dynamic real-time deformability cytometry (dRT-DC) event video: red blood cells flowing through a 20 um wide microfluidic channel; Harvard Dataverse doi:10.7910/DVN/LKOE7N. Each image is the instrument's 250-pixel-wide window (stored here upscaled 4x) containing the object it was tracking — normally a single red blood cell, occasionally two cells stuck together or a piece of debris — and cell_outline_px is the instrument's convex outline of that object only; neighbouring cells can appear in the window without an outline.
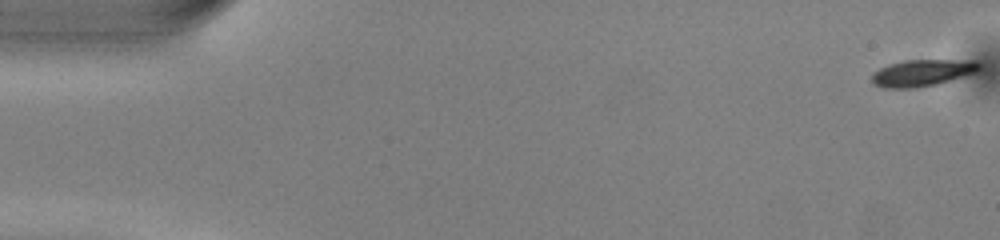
{"species": "common noctule bat (a hibernating species)", "species_latin": "Nyctalus noctula", "temperature_condition": "warm", "stored_images_in_passage": 51, "camera_frame_rate_fps": 3000, "um_per_image_px": 0.085, "animal": {"sex": "male", "body_mass_g": 13.0, "forearm_length_mm": 53.1}, "frame": {"image": 1, "passage_image": 1, "time_ms": 0.0, "image_size_px": [1000, 240], "cell_outline_px": [[980, 68], [976, 72], [964, 76], [936, 84], [916, 88], [884, 88], [872, 84], [872, 72], [888, 64], [904, 60], [976, 60], [980, 64]], "centroid_in_image_um": [78.37, 6.19], "position_along_channel_um": 6.6, "area_um2": 16.82}}
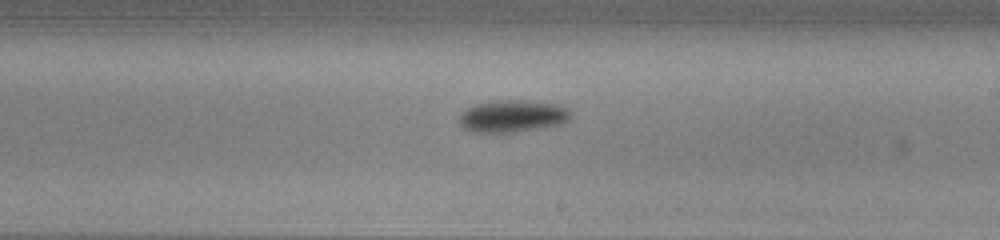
{"frame": {"image": 2, "passage_image": 30, "time_ms": 9.667, "image_size_px": [1000, 240], "cell_outline_px": [[572, 116], [568, 120], [560, 124], [512, 132], [476, 132], [464, 128], [460, 124], [460, 112], [476, 104], [496, 100], [524, 100], [560, 104], [568, 108], [572, 112]], "centroid_in_image_um": [43.6, 9.85], "position_along_channel_um": 245.4, "area_um2": 20.81}}
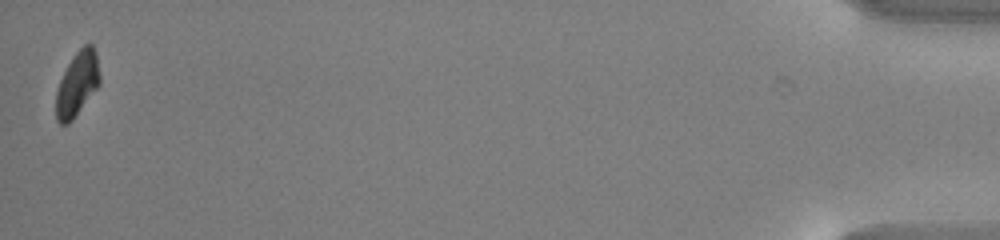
{"frame": {"image": 3, "passage_image": 51, "time_ms": 16.667, "image_size_px": [1000, 240], "cell_outline_px": [[100, 84], [72, 120], [68, 124], [60, 124], [56, 120], [56, 92], [60, 80], [72, 56], [88, 40], [92, 44], [96, 52], [100, 76]], "centroid_in_image_um": [6.57, 7.1], "position_along_channel_um": 428.6, "area_um2": 16.47}, "authors_computed_cell_mechanics": {"area_um2": 18.3226, "velocity_mm_per_s": 4.0293, "shape_relaxation_time_tau1_ms": 1.8007, "shape_relaxation_time_tau2_ms": null, "deformation_change_tau1": 0.1161, "deformation_change_tau2": null}}